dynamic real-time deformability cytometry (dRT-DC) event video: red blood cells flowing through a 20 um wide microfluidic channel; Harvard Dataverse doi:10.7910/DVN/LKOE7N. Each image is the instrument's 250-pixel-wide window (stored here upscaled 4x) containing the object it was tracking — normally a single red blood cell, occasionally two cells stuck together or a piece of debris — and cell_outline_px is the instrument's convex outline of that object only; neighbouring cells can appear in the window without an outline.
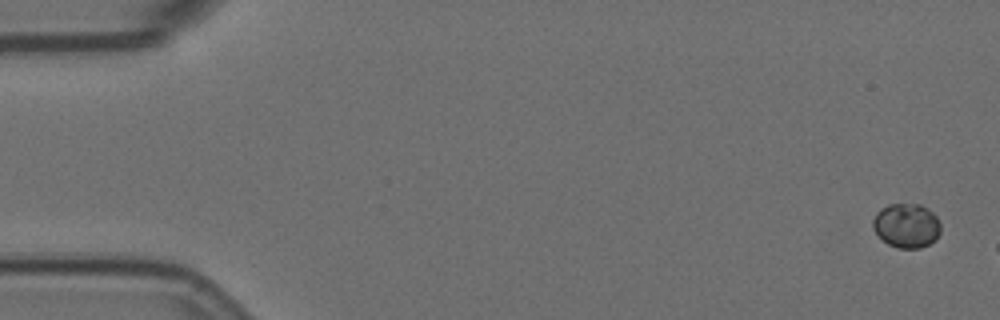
{"species": "Egyptian fruit bat (a non-hibernating species)", "species_latin": "Rousettus aegyptiacus", "temperature_condition": "room temperature", "stored_images_in_passage": 3, "camera_frame_rate_fps": 3000, "um_per_image_px": 0.085, "animal": {"sex": "female"}, "frame": {"image": 1, "passage_image": 1, "time_ms": 0.0, "image_size_px": [1000, 320], "cell_outline_px": [[940, 232], [936, 240], [920, 248], [900, 248], [888, 244], [872, 228], [872, 220], [876, 212], [880, 208], [888, 204], [920, 204], [928, 208], [936, 216], [940, 224]], "centroid_in_image_um": [77.05, 19.16], "position_along_channel_um": 8.0, "area_um2": 17.57}}